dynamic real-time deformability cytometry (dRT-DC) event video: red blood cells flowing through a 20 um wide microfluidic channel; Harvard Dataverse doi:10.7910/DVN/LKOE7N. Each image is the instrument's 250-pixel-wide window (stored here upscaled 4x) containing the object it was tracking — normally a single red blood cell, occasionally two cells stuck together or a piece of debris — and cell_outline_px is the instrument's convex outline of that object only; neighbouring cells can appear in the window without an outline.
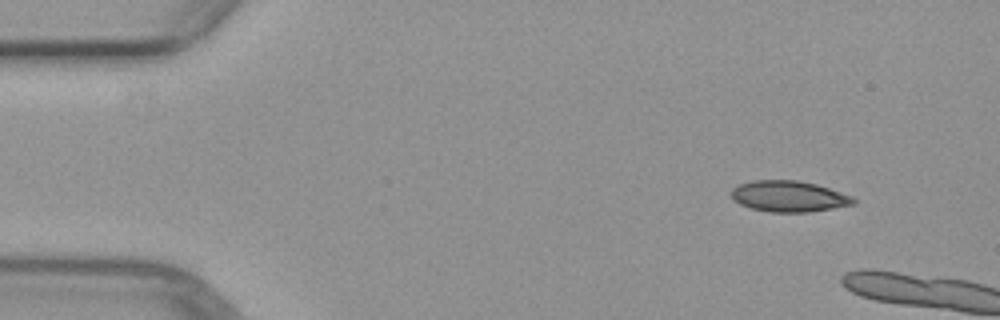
{"species": "common noctule bat (a hibernating species)", "species_latin": "Nyctalus noctula", "temperature_condition": "warm", "stored_images_in_passage": 2, "camera_frame_rate_fps": 3000, "um_per_image_px": 0.085, "animal": {"sex": "female", "body_mass_g": 29.2, "forearm_length_mm": 56.3}, "frame": {"image": 1, "passage_image": 1, "time_ms": 0.0, "image_size_px": [1000, 320], "cell_outline_px": [[856, 204], [808, 212], [772, 212], [752, 208], [740, 204], [732, 200], [732, 188], [740, 184], [752, 180], [796, 180], [816, 184], [852, 196], [856, 200]], "centroid_in_image_um": [67.05, 16.68], "position_along_channel_um": 18.0, "area_um2": 21.96}}